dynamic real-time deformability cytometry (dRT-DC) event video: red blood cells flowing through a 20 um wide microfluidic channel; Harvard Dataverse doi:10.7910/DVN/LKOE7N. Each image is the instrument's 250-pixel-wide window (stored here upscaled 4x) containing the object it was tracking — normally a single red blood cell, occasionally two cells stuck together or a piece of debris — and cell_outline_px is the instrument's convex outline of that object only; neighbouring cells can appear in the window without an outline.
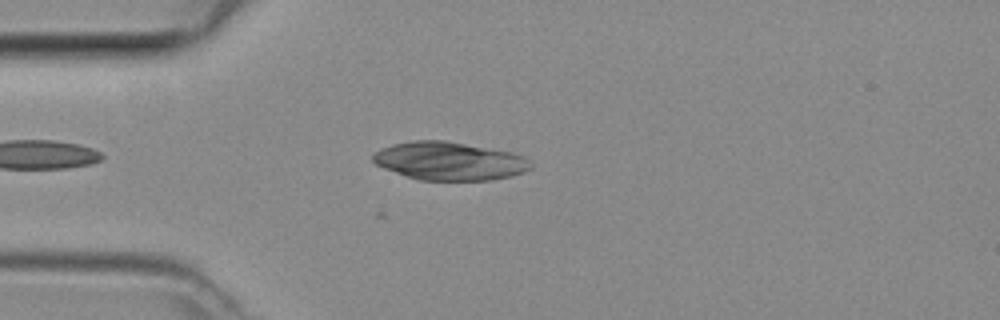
{"species": "common noctule bat (a hibernating species)", "species_latin": "Nyctalus noctula", "temperature_condition": "room temperature", "stored_images_in_passage": 4, "camera_frame_rate_fps": 3000, "um_per_image_px": 0.085, "animal": {"sex": "female", "body_mass_g": 29.2, "forearm_length_mm": 56.3}, "frame": {"image": 1, "passage_image": 4, "time_ms": 1.0, "image_size_px": [1000, 320], "cell_outline_px": [[532, 168], [524, 172], [512, 176], [488, 180], [420, 180], [384, 168], [376, 164], [372, 160], [372, 156], [380, 148], [392, 144], [412, 140], [444, 140], [512, 152], [524, 156], [532, 164]], "centroid_in_image_um": [38.21, 13.68], "position_along_channel_um": 46.8, "area_um2": 35.08}}